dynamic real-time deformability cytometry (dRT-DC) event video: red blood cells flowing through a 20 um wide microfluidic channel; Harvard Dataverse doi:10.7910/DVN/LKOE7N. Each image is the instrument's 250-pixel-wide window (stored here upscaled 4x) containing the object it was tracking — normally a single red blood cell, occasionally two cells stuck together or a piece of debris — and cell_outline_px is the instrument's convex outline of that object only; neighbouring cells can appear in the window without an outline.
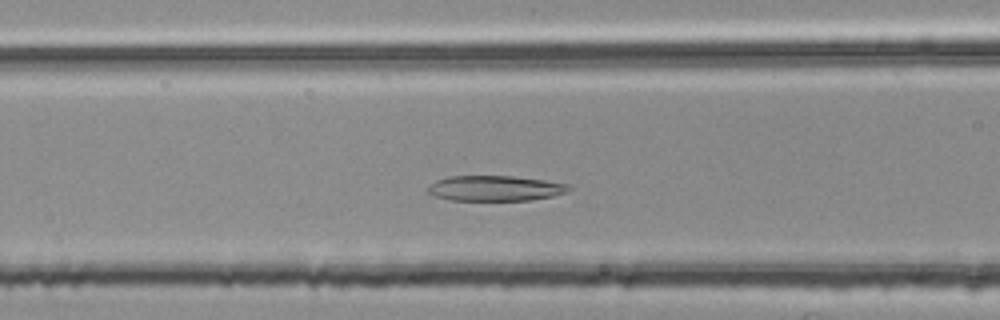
{"species": "common noctule bat (a hibernating species)", "species_latin": "Nyctalus noctula", "temperature_condition": "room temperature", "stored_images_in_passage": 43, "camera_frame_rate_fps": 3000, "um_per_image_px": 0.085, "animal": {"sex": "female", "body_mass_g": 25.1}, "frame": {"image": 1, "passage_image": 16, "time_ms": 5.0, "image_size_px": [1000, 320], "cell_outline_px": [[572, 188], [568, 192], [552, 196], [532, 200], [448, 200], [436, 196], [428, 192], [428, 188], [436, 180], [448, 176], [512, 176], [544, 180], [568, 184]], "centroid_in_image_um": [42.11, 16.0], "position_along_channel_um": 124.5, "area_um2": 20.75}}
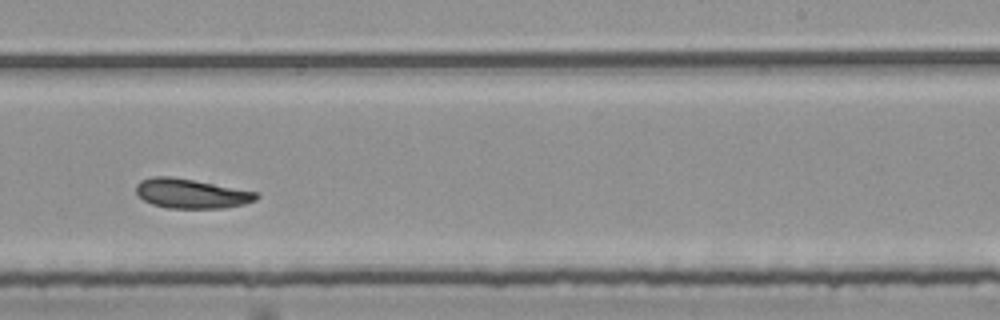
{"frame": {"image": 2, "passage_image": 28, "time_ms": 9.0, "image_size_px": [1000, 320], "cell_outline_px": [[260, 196], [256, 200], [244, 204], [224, 208], [168, 208], [152, 204], [144, 200], [136, 192], [136, 184], [140, 180], [152, 176], [172, 176], [260, 192]], "centroid_in_image_um": [16.28, 16.44], "position_along_channel_um": 272.7, "area_um2": 20.87}}
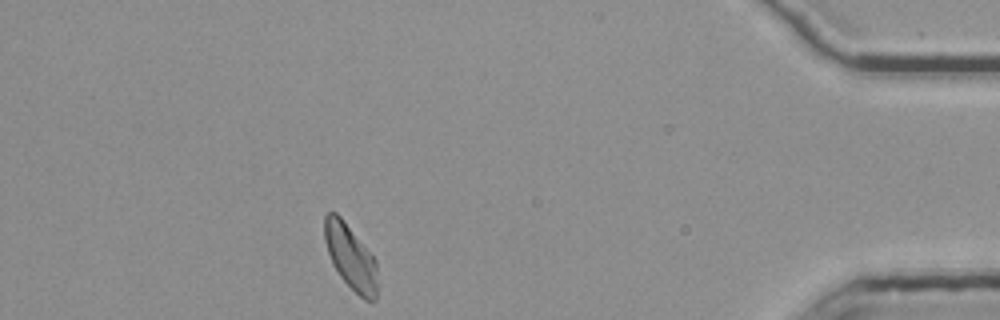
{"frame": {"image": 3, "passage_image": 43, "time_ms": 14.0, "image_size_px": [1000, 320], "cell_outline_px": [[380, 288], [376, 300], [364, 300], [340, 276], [332, 264], [324, 240], [324, 216], [328, 212], [336, 212], [340, 216], [376, 260], [380, 284]], "centroid_in_image_um": [29.84, 21.89], "position_along_channel_um": 405.4, "area_um2": 20.23}, "authors_computed_cell_mechanics": {"area_um2": 20.9814, "velocity_mm_per_s": 3.7077, "shape_relaxation_time_tau1_ms": 5.6846, "shape_relaxation_time_tau2_ms": 4.9887, "deformation_change_tau1": 0.145, "deformation_change_tau2": 0.1245}}